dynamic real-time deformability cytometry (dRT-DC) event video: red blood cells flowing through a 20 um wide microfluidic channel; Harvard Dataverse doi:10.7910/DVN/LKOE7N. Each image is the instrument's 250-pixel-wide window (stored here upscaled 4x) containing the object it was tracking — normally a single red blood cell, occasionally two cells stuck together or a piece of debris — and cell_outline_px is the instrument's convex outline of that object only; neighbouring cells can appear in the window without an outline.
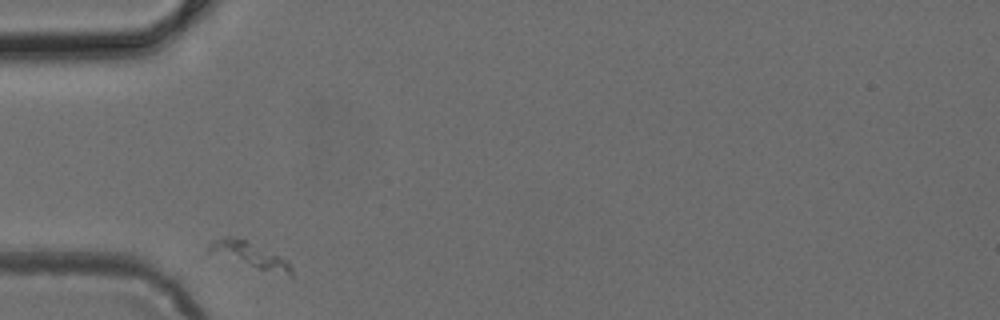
{"species": "common noctule bat (a hibernating species)", "species_latin": "Nyctalus noctula", "temperature_condition": "cold", "stored_images_in_passage": 29, "camera_frame_rate_fps": 3000, "um_per_image_px": 0.085, "animal": {"sex": "female", "body_mass_g": 24.6, "forearm_length_mm": 56.2}, "frame": {"image": 1, "passage_image": 1, "time_ms": 0.0, "image_size_px": [1000, 320], "cell_outline_px": [[292, 276], [288, 276], [260, 268], [208, 252], [208, 244], [212, 240], [224, 236], [228, 236], [244, 240], [280, 256], [288, 260], [292, 268]], "centroid_in_image_um": [21.22, 21.65], "position_along_channel_um": 63.8, "area_um2": 11.68}}
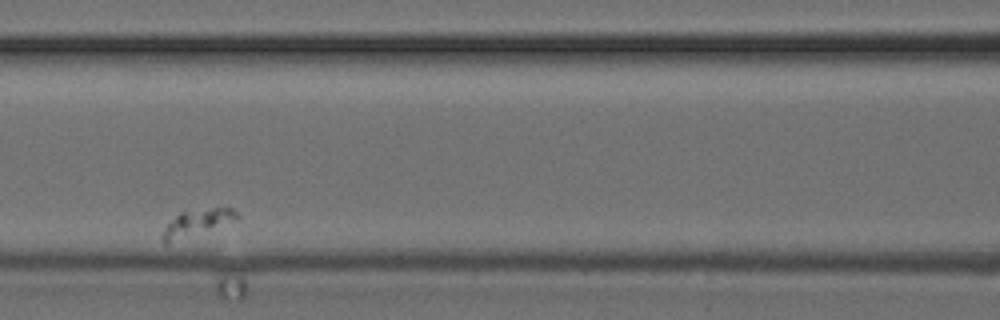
{"frame": {"image": 2, "passage_image": 9, "time_ms": 2.667, "image_size_px": [1000, 320], "cell_outline_px": [[240, 220], [168, 244], [164, 244], [160, 236], [164, 228], [180, 212], [212, 208], [232, 208], [240, 216]], "centroid_in_image_um": [16.77, 18.97], "position_along_channel_um": 149.8, "area_um2": 11.68}}
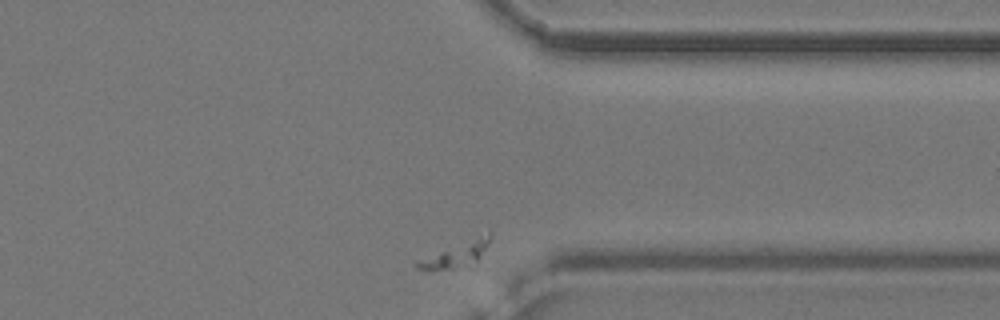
{"frame": {"image": 3, "passage_image": 29, "time_ms": 9.333, "image_size_px": [1000, 320], "cell_outline_px": [[492, 236], [488, 244], [476, 260], [456, 268], [428, 272], [416, 268], [412, 264], [416, 260], [488, 232], [492, 232]], "centroid_in_image_um": [38.65, 21.67], "position_along_channel_um": 372.8, "area_um2": 10.4}}